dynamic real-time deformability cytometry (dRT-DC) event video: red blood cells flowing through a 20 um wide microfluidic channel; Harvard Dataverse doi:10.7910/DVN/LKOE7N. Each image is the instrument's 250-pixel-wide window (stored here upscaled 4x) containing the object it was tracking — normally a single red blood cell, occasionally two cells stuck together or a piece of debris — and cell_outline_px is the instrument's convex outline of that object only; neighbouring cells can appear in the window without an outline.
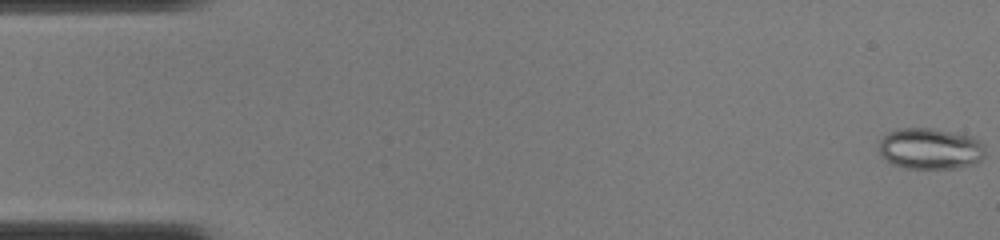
{"species": "common noctule bat (a hibernating species)", "species_latin": "Nyctalus noctula", "temperature_condition": "cold", "stored_images_in_passage": 47, "camera_frame_rate_fps": 3000, "um_per_image_px": 0.085, "animal": {"sex": "female", "body_mass_g": 22.0, "forearm_length_mm": 56.7}, "frame": {"image": 1, "passage_image": 1, "time_ms": 0.0, "image_size_px": [1000, 240], "cell_outline_px": [[984, 156], [976, 164], [956, 168], [904, 168], [892, 164], [880, 156], [880, 140], [888, 132], [900, 128], [932, 128], [972, 136], [980, 140], [984, 144]], "centroid_in_image_um": [79.08, 12.64], "position_along_channel_um": 5.9, "area_um2": 25.66}}
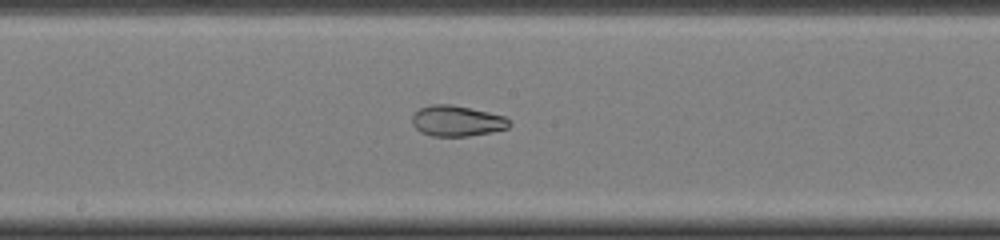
{"frame": {"image": 2, "passage_image": 25, "time_ms": 8.0, "image_size_px": [1000, 240], "cell_outline_px": [[512, 124], [508, 128], [492, 132], [468, 136], [432, 136], [420, 132], [412, 124], [412, 116], [420, 108], [432, 104], [452, 104], [488, 112], [504, 116]], "centroid_in_image_um": [38.83, 10.28], "position_along_channel_um": 209.4, "area_um2": 17.4}}
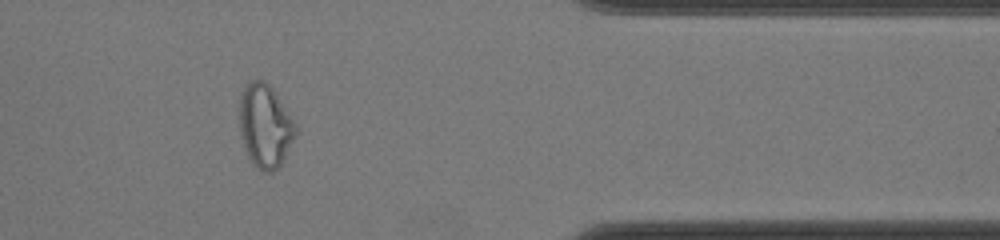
{"frame": {"image": 3, "passage_image": 39, "time_ms": 12.667, "image_size_px": [1000, 240], "cell_outline_px": [[296, 136], [284, 160], [272, 172], [264, 172], [256, 168], [252, 164], [244, 148], [240, 136], [240, 96], [244, 88], [252, 80], [264, 80], [272, 88], [296, 124]], "centroid_in_image_um": [22.53, 10.74], "position_along_channel_um": 388.9, "area_um2": 27.22}}